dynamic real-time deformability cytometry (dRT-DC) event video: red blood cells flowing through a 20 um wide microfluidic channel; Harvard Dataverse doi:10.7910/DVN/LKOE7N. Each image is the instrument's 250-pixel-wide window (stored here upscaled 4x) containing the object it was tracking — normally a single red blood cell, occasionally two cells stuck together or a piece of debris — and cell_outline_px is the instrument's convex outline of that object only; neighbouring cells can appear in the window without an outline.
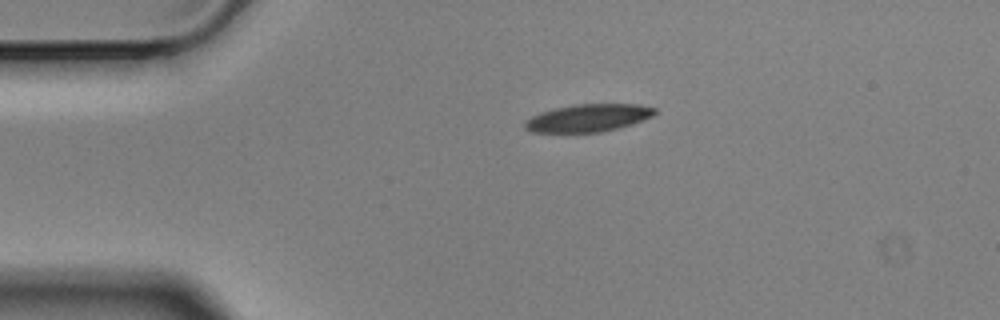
{"species": "Egyptian fruit bat (a non-hibernating species)", "species_latin": "Rousettus aegyptiacus", "temperature_condition": "cold", "stored_images_in_passage": 46, "camera_frame_rate_fps": 3000, "um_per_image_px": 0.085, "animal": {"sex": "male"}, "frame": {"image": 1, "passage_image": 1, "time_ms": 0.0, "image_size_px": [1000, 320], "cell_outline_px": [[656, 112], [652, 116], [632, 124], [600, 132], [532, 132], [524, 128], [524, 120], [540, 112], [556, 108], [576, 104], [640, 104], [656, 108]], "centroid_in_image_um": [49.98, 10.02], "position_along_channel_um": 35.0, "area_um2": 20.81}}
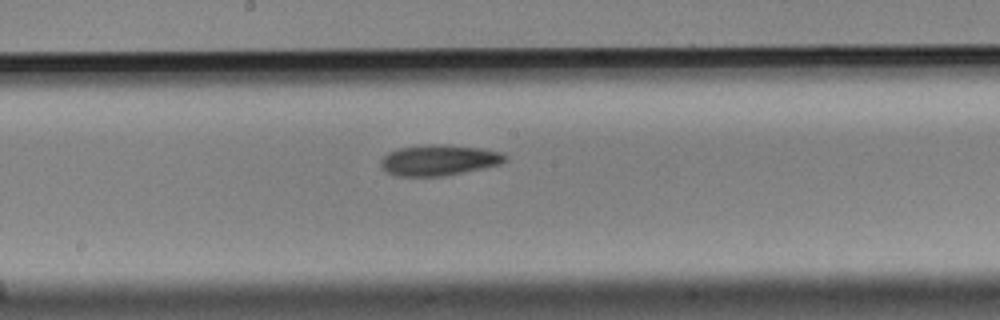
{"frame": {"image": 2, "passage_image": 19, "time_ms": 6.0, "image_size_px": [1000, 320], "cell_outline_px": [[508, 160], [500, 164], [484, 168], [444, 176], [396, 176], [384, 172], [380, 168], [380, 160], [388, 152], [400, 148], [424, 144], [444, 144], [480, 148], [500, 152], [508, 156]], "centroid_in_image_um": [37.28, 13.61], "position_along_channel_um": 210.9, "area_um2": 22.6}}
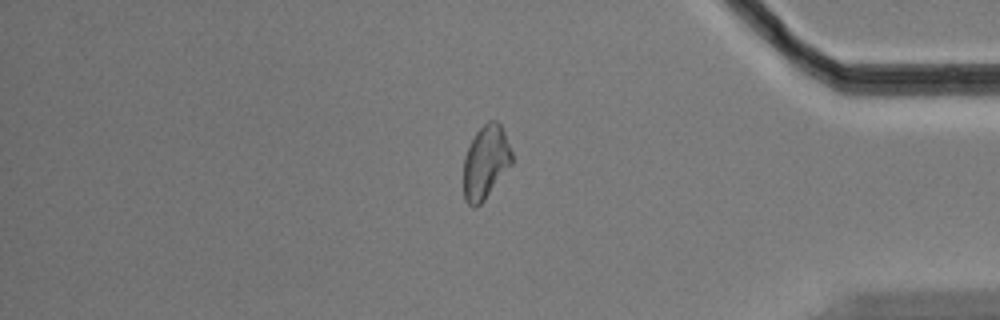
{"frame": {"image": 3, "passage_image": 37, "time_ms": 12.0, "image_size_px": [1000, 320], "cell_outline_px": [[512, 164], [484, 200], [476, 208], [472, 208], [464, 200], [464, 156], [476, 132], [488, 120], [496, 120], [500, 124], [504, 132], [512, 152]], "centroid_in_image_um": [41.28, 13.8], "position_along_channel_um": 393.9, "area_um2": 20.63}, "authors_computed_cell_mechanics": {"area_um2": 21.8195, "velocity_mm_per_s": 3.5182, "shape_relaxation_time_tau1_ms": 4.5865, "shape_relaxation_time_tau2_ms": null, "deformation_change_tau1": 0.1396, "deformation_change_tau2": null}}